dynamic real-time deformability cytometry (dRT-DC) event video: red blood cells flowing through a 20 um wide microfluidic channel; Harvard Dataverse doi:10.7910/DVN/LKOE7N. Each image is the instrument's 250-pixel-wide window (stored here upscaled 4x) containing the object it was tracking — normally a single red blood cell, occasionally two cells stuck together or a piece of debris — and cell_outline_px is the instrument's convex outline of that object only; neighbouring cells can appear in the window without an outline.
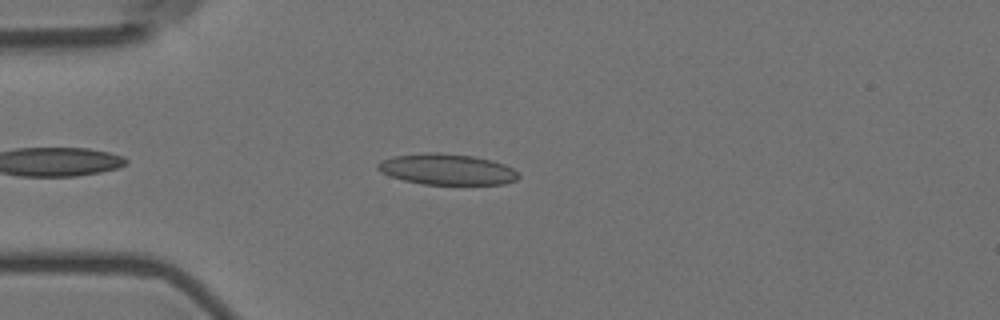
{"species": "Egyptian fruit bat (a non-hibernating species)", "species_latin": "Rousettus aegyptiacus", "temperature_condition": "room temperature", "stored_images_in_passage": 45, "camera_frame_rate_fps": 3000, "um_per_image_px": 0.085, "animal": {"sex": "female"}, "frame": {"image": 1, "passage_image": 7, "time_ms": 2.0, "image_size_px": [1000, 320], "cell_outline_px": [[520, 176], [516, 180], [504, 184], [424, 184], [404, 180], [380, 172], [376, 168], [376, 164], [380, 160], [392, 156], [424, 152], [436, 152], [472, 156], [492, 160], [504, 164], [512, 168]], "centroid_in_image_um": [37.95, 14.38], "position_along_channel_um": 47.0, "area_um2": 25.37}}
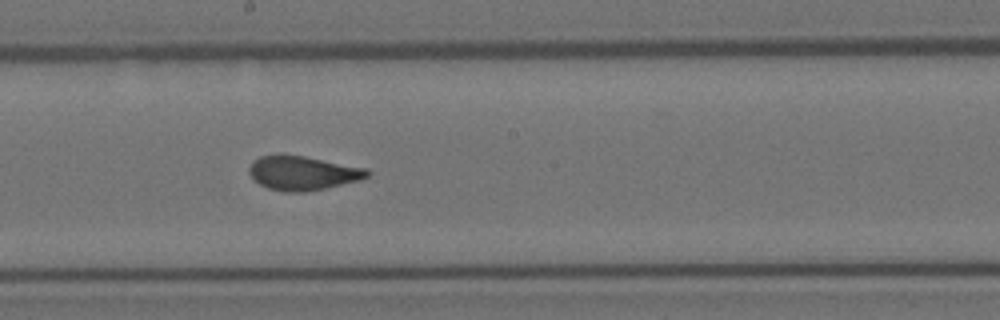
{"frame": {"image": 2, "passage_image": 23, "time_ms": 7.333, "image_size_px": [1000, 320], "cell_outline_px": [[372, 172], [368, 176], [360, 180], [324, 188], [304, 192], [284, 192], [268, 188], [260, 184], [248, 172], [248, 168], [252, 160], [260, 156], [304, 156], [368, 168]], "centroid_in_image_um": [25.76, 14.72], "position_along_channel_um": 222.4, "area_um2": 23.24}}
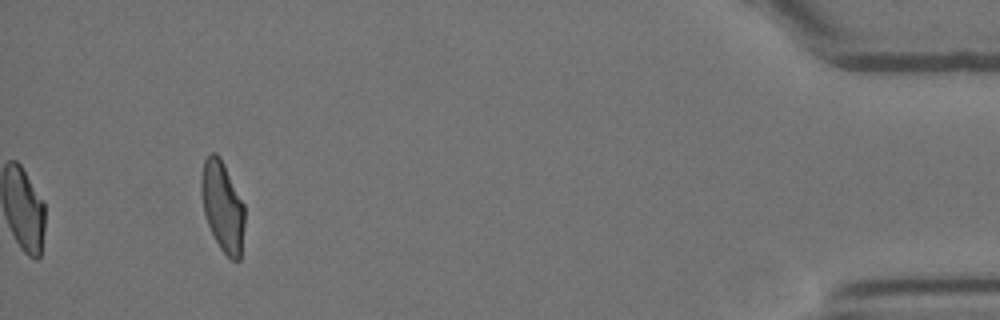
{"frame": {"image": 3, "passage_image": 45, "time_ms": 14.667, "image_size_px": [1000, 320], "cell_outline_px": [[244, 224], [240, 260], [232, 260], [220, 248], [208, 224], [204, 212], [200, 192], [200, 176], [204, 160], [208, 152], [216, 152], [220, 156], [244, 204]], "centroid_in_image_um": [18.89, 17.48], "position_along_channel_um": 416.3, "area_um2": 22.83}, "authors_computed_cell_mechanics": {"area_um2": 23.5246, "velocity_mm_per_s": 3.5771, "shape_relaxation_time_tau1_ms": 7.2961, "shape_relaxation_time_tau2_ms": 1.0595, "deformation_change_tau1": 0.1921, "deformation_change_tau2": 0.0772}}